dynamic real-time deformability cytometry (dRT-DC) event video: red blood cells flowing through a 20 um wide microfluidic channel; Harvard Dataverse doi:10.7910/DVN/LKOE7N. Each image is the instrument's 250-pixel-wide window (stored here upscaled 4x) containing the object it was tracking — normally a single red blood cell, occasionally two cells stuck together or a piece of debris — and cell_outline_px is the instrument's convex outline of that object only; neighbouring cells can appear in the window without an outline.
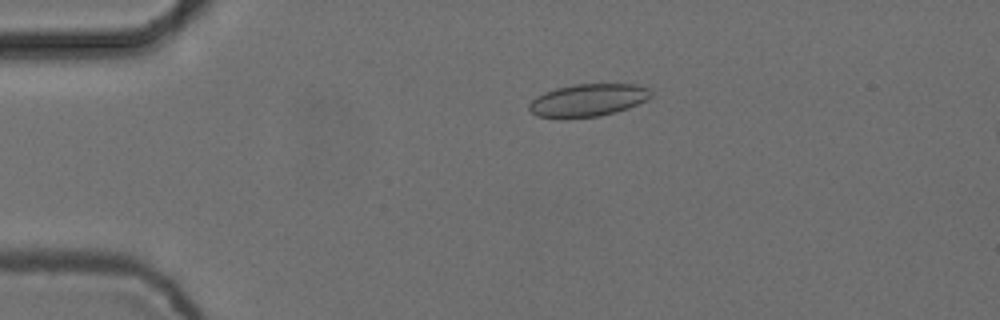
{"species": "common noctule bat (a hibernating species)", "species_latin": "Nyctalus noctula", "temperature_condition": "cold", "stored_images_in_passage": 5, "camera_frame_rate_fps": 3000, "um_per_image_px": 0.085, "animal": {"sex": "female", "body_mass_g": 24.6, "forearm_length_mm": 56.2}, "frame": {"image": 1, "passage_image": 3, "time_ms": 0.667, "image_size_px": [1000, 320], "cell_outline_px": [[652, 96], [648, 100], [628, 108], [616, 112], [600, 116], [564, 120], [560, 120], [536, 116], [528, 108], [528, 104], [536, 96], [544, 92], [556, 88], [572, 84], [640, 84], [648, 88], [652, 92]], "centroid_in_image_um": [49.96, 8.54], "position_along_channel_um": 35.0, "area_um2": 23.87}}